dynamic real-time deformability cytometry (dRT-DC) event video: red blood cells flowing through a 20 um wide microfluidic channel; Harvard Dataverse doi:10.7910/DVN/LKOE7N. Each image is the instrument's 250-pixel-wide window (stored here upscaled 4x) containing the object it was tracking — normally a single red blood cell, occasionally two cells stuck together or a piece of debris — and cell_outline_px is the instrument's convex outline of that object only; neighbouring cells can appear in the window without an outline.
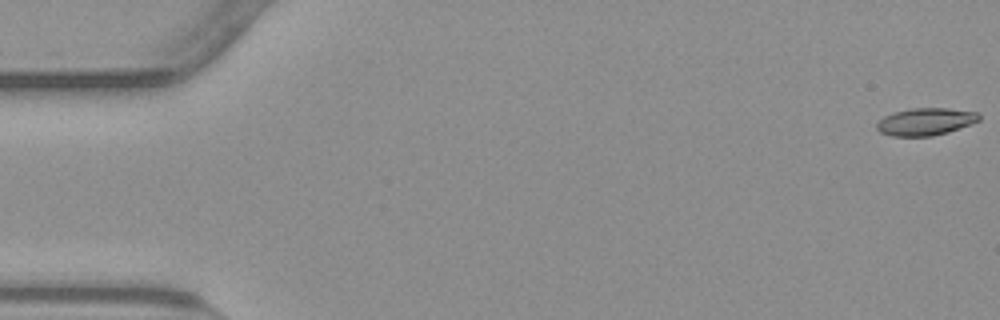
{"species": "common noctule bat (a hibernating species)", "species_latin": "Nyctalus noctula", "temperature_condition": "warm", "stored_images_in_passage": 55, "camera_frame_rate_fps": 3000, "um_per_image_px": 0.085, "animal": {"sex": "male", "body_mass_g": 23.1, "forearm_length_mm": 52.7}, "frame": {"image": 1, "passage_image": 1, "time_ms": 0.0, "image_size_px": [1000, 320], "cell_outline_px": [[980, 120], [948, 132], [932, 136], [892, 136], [880, 132], [876, 128], [876, 124], [884, 116], [892, 112], [912, 108], [948, 108], [976, 112], [980, 116]], "centroid_in_image_um": [78.64, 10.34], "position_along_channel_um": 6.4, "area_um2": 16.24}}
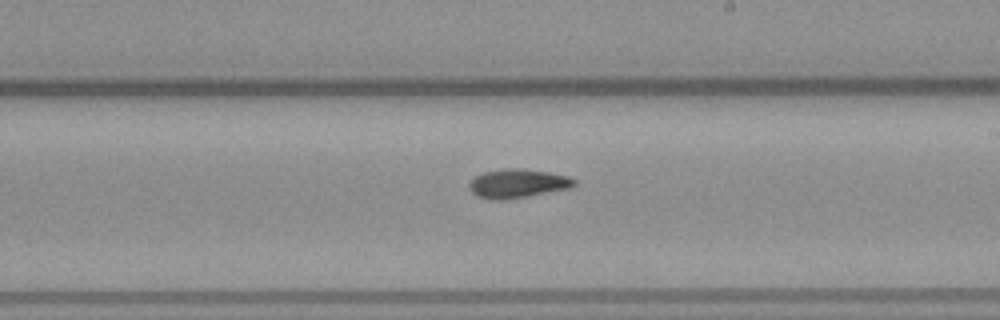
{"frame": {"image": 2, "passage_image": 32, "time_ms": 10.333, "image_size_px": [1000, 320], "cell_outline_px": [[576, 184], [572, 188], [528, 196], [504, 200], [492, 200], [476, 196], [468, 188], [468, 184], [476, 176], [484, 172], [508, 168], [516, 168], [548, 172], [568, 176], [576, 180]], "centroid_in_image_um": [44.0, 15.61], "position_along_channel_um": 245.0, "area_um2": 17.69}}
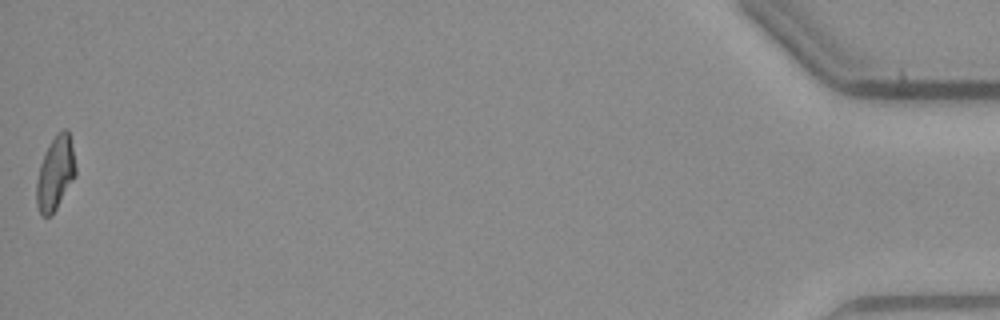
{"frame": {"image": 3, "passage_image": 55, "time_ms": 18.0, "image_size_px": [1000, 320], "cell_outline_px": [[76, 176], [52, 216], [40, 216], [36, 204], [36, 180], [40, 164], [44, 152], [56, 132], [64, 128], [68, 128], [76, 168]], "centroid_in_image_um": [4.69, 14.73], "position_along_channel_um": 430.5, "area_um2": 17.17}, "authors_computed_cell_mechanics": {"area_um2": 16.9932, "velocity_mm_per_s": 3.8064, "shape_relaxation_time_tau1_ms": 8.6913, "shape_relaxation_time_tau2_ms": 4.15, "deformation_change_tau1": 0.2181, "deformation_change_tau2": 0.1077}}